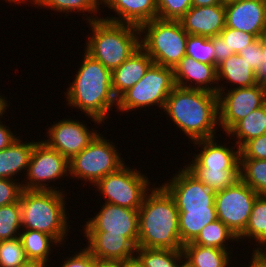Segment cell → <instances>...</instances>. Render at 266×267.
Returning a JSON list of instances; mask_svg holds the SVG:
<instances>
[{
    "label": "cell",
    "instance_id": "f35d334b",
    "mask_svg": "<svg viewBox=\"0 0 266 267\" xmlns=\"http://www.w3.org/2000/svg\"><path fill=\"white\" fill-rule=\"evenodd\" d=\"M219 35L225 40L229 50H232L234 54H238L240 50L257 39L254 34L229 27H225Z\"/></svg>",
    "mask_w": 266,
    "mask_h": 267
},
{
    "label": "cell",
    "instance_id": "cb8c5ba5",
    "mask_svg": "<svg viewBox=\"0 0 266 267\" xmlns=\"http://www.w3.org/2000/svg\"><path fill=\"white\" fill-rule=\"evenodd\" d=\"M239 85L237 88L250 87L258 84L256 71L238 54L229 56L217 66L218 82L220 78Z\"/></svg>",
    "mask_w": 266,
    "mask_h": 267
},
{
    "label": "cell",
    "instance_id": "4fadbf2b",
    "mask_svg": "<svg viewBox=\"0 0 266 267\" xmlns=\"http://www.w3.org/2000/svg\"><path fill=\"white\" fill-rule=\"evenodd\" d=\"M162 185L175 200L178 210H209L215 207L216 192L210 190L185 167Z\"/></svg>",
    "mask_w": 266,
    "mask_h": 267
},
{
    "label": "cell",
    "instance_id": "7402d4cb",
    "mask_svg": "<svg viewBox=\"0 0 266 267\" xmlns=\"http://www.w3.org/2000/svg\"><path fill=\"white\" fill-rule=\"evenodd\" d=\"M153 63L151 57L139 47L119 67L112 70V91L118 99L134 86Z\"/></svg>",
    "mask_w": 266,
    "mask_h": 267
},
{
    "label": "cell",
    "instance_id": "d6986e66",
    "mask_svg": "<svg viewBox=\"0 0 266 267\" xmlns=\"http://www.w3.org/2000/svg\"><path fill=\"white\" fill-rule=\"evenodd\" d=\"M180 22L189 35L212 38L225 28V5L192 6Z\"/></svg>",
    "mask_w": 266,
    "mask_h": 267
},
{
    "label": "cell",
    "instance_id": "f907efd6",
    "mask_svg": "<svg viewBox=\"0 0 266 267\" xmlns=\"http://www.w3.org/2000/svg\"><path fill=\"white\" fill-rule=\"evenodd\" d=\"M14 267H44L41 263H38L36 261L27 260L23 263H20Z\"/></svg>",
    "mask_w": 266,
    "mask_h": 267
},
{
    "label": "cell",
    "instance_id": "74e56055",
    "mask_svg": "<svg viewBox=\"0 0 266 267\" xmlns=\"http://www.w3.org/2000/svg\"><path fill=\"white\" fill-rule=\"evenodd\" d=\"M191 7L192 0H157V18L180 20Z\"/></svg>",
    "mask_w": 266,
    "mask_h": 267
},
{
    "label": "cell",
    "instance_id": "484cf974",
    "mask_svg": "<svg viewBox=\"0 0 266 267\" xmlns=\"http://www.w3.org/2000/svg\"><path fill=\"white\" fill-rule=\"evenodd\" d=\"M179 211V234L181 243L192 242L203 227L217 220L215 207L209 210H178Z\"/></svg>",
    "mask_w": 266,
    "mask_h": 267
},
{
    "label": "cell",
    "instance_id": "9a60e30c",
    "mask_svg": "<svg viewBox=\"0 0 266 267\" xmlns=\"http://www.w3.org/2000/svg\"><path fill=\"white\" fill-rule=\"evenodd\" d=\"M91 132V133H90ZM48 140H42L51 149L57 150L70 160L87 147L99 134L87 129L85 124L74 120H60L49 127Z\"/></svg>",
    "mask_w": 266,
    "mask_h": 267
},
{
    "label": "cell",
    "instance_id": "816d5d0a",
    "mask_svg": "<svg viewBox=\"0 0 266 267\" xmlns=\"http://www.w3.org/2000/svg\"><path fill=\"white\" fill-rule=\"evenodd\" d=\"M249 267H266V262L258 259L254 254L252 255L251 265Z\"/></svg>",
    "mask_w": 266,
    "mask_h": 267
},
{
    "label": "cell",
    "instance_id": "60d3db41",
    "mask_svg": "<svg viewBox=\"0 0 266 267\" xmlns=\"http://www.w3.org/2000/svg\"><path fill=\"white\" fill-rule=\"evenodd\" d=\"M22 190V183H16L13 179L0 178V207L18 202Z\"/></svg>",
    "mask_w": 266,
    "mask_h": 267
},
{
    "label": "cell",
    "instance_id": "603a6c76",
    "mask_svg": "<svg viewBox=\"0 0 266 267\" xmlns=\"http://www.w3.org/2000/svg\"><path fill=\"white\" fill-rule=\"evenodd\" d=\"M21 142L20 139H16L0 151V178L13 179L17 172L28 170L30 156L37 142Z\"/></svg>",
    "mask_w": 266,
    "mask_h": 267
},
{
    "label": "cell",
    "instance_id": "5bb4252c",
    "mask_svg": "<svg viewBox=\"0 0 266 267\" xmlns=\"http://www.w3.org/2000/svg\"><path fill=\"white\" fill-rule=\"evenodd\" d=\"M101 211L86 222L84 231H106L127 236L136 246L139 238L138 210L104 203Z\"/></svg>",
    "mask_w": 266,
    "mask_h": 267
},
{
    "label": "cell",
    "instance_id": "f5cc1de1",
    "mask_svg": "<svg viewBox=\"0 0 266 267\" xmlns=\"http://www.w3.org/2000/svg\"><path fill=\"white\" fill-rule=\"evenodd\" d=\"M97 267H121L119 262H102L98 261Z\"/></svg>",
    "mask_w": 266,
    "mask_h": 267
},
{
    "label": "cell",
    "instance_id": "7dc6e473",
    "mask_svg": "<svg viewBox=\"0 0 266 267\" xmlns=\"http://www.w3.org/2000/svg\"><path fill=\"white\" fill-rule=\"evenodd\" d=\"M119 264L121 267H144L137 256L120 261Z\"/></svg>",
    "mask_w": 266,
    "mask_h": 267
},
{
    "label": "cell",
    "instance_id": "1f68e13d",
    "mask_svg": "<svg viewBox=\"0 0 266 267\" xmlns=\"http://www.w3.org/2000/svg\"><path fill=\"white\" fill-rule=\"evenodd\" d=\"M249 237L263 244L266 240V195H258L255 199L248 224L238 239Z\"/></svg>",
    "mask_w": 266,
    "mask_h": 267
},
{
    "label": "cell",
    "instance_id": "bcb514c9",
    "mask_svg": "<svg viewBox=\"0 0 266 267\" xmlns=\"http://www.w3.org/2000/svg\"><path fill=\"white\" fill-rule=\"evenodd\" d=\"M16 139L17 137H15L13 133H11L9 127L7 128L0 122V151L4 148H7Z\"/></svg>",
    "mask_w": 266,
    "mask_h": 267
},
{
    "label": "cell",
    "instance_id": "11a10c76",
    "mask_svg": "<svg viewBox=\"0 0 266 267\" xmlns=\"http://www.w3.org/2000/svg\"><path fill=\"white\" fill-rule=\"evenodd\" d=\"M7 1L14 2V3L16 2V3H19V4L22 3L21 1L25 2V0H7ZM42 1L43 0H33L32 2H34L36 5L39 6V5H41Z\"/></svg>",
    "mask_w": 266,
    "mask_h": 267
},
{
    "label": "cell",
    "instance_id": "7bdbcfd3",
    "mask_svg": "<svg viewBox=\"0 0 266 267\" xmlns=\"http://www.w3.org/2000/svg\"><path fill=\"white\" fill-rule=\"evenodd\" d=\"M81 250L74 257L67 258L61 267H97L98 260L86 248Z\"/></svg>",
    "mask_w": 266,
    "mask_h": 267
},
{
    "label": "cell",
    "instance_id": "b9f144b4",
    "mask_svg": "<svg viewBox=\"0 0 266 267\" xmlns=\"http://www.w3.org/2000/svg\"><path fill=\"white\" fill-rule=\"evenodd\" d=\"M238 55L243 57L245 61L256 71L264 60L261 37L257 38L254 42L240 50Z\"/></svg>",
    "mask_w": 266,
    "mask_h": 267
},
{
    "label": "cell",
    "instance_id": "e575fe53",
    "mask_svg": "<svg viewBox=\"0 0 266 267\" xmlns=\"http://www.w3.org/2000/svg\"><path fill=\"white\" fill-rule=\"evenodd\" d=\"M186 55L192 57L196 61L215 65V51L213 48V41L210 38L188 35Z\"/></svg>",
    "mask_w": 266,
    "mask_h": 267
},
{
    "label": "cell",
    "instance_id": "7c38bea8",
    "mask_svg": "<svg viewBox=\"0 0 266 267\" xmlns=\"http://www.w3.org/2000/svg\"><path fill=\"white\" fill-rule=\"evenodd\" d=\"M218 95L219 125L226 133L242 118L266 103V85L258 83L255 86L229 90Z\"/></svg>",
    "mask_w": 266,
    "mask_h": 267
},
{
    "label": "cell",
    "instance_id": "ffe728a7",
    "mask_svg": "<svg viewBox=\"0 0 266 267\" xmlns=\"http://www.w3.org/2000/svg\"><path fill=\"white\" fill-rule=\"evenodd\" d=\"M215 137L194 141L199 144L201 152L193 157L191 165L186 168H206L207 170H239L240 167V149L233 151L225 145L221 146L214 142Z\"/></svg>",
    "mask_w": 266,
    "mask_h": 267
},
{
    "label": "cell",
    "instance_id": "52a82bcc",
    "mask_svg": "<svg viewBox=\"0 0 266 267\" xmlns=\"http://www.w3.org/2000/svg\"><path fill=\"white\" fill-rule=\"evenodd\" d=\"M173 69L152 63L145 75L117 99L118 110L128 111L151 105L165 107L175 87Z\"/></svg>",
    "mask_w": 266,
    "mask_h": 267
},
{
    "label": "cell",
    "instance_id": "d4e9b609",
    "mask_svg": "<svg viewBox=\"0 0 266 267\" xmlns=\"http://www.w3.org/2000/svg\"><path fill=\"white\" fill-rule=\"evenodd\" d=\"M182 250L185 262L191 267H228L230 263L227 250L191 242L183 245Z\"/></svg>",
    "mask_w": 266,
    "mask_h": 267
},
{
    "label": "cell",
    "instance_id": "83f0119b",
    "mask_svg": "<svg viewBox=\"0 0 266 267\" xmlns=\"http://www.w3.org/2000/svg\"><path fill=\"white\" fill-rule=\"evenodd\" d=\"M22 246L25 250V254L28 260L36 261L41 263L44 267L48 261V255L51 251V242L58 243L52 236L47 233L29 230L19 233Z\"/></svg>",
    "mask_w": 266,
    "mask_h": 267
},
{
    "label": "cell",
    "instance_id": "277c9868",
    "mask_svg": "<svg viewBox=\"0 0 266 267\" xmlns=\"http://www.w3.org/2000/svg\"><path fill=\"white\" fill-rule=\"evenodd\" d=\"M87 19L93 35L87 40L86 52L109 70L119 67L140 47L139 27L98 17Z\"/></svg>",
    "mask_w": 266,
    "mask_h": 267
},
{
    "label": "cell",
    "instance_id": "8fae6325",
    "mask_svg": "<svg viewBox=\"0 0 266 267\" xmlns=\"http://www.w3.org/2000/svg\"><path fill=\"white\" fill-rule=\"evenodd\" d=\"M26 172L29 181L22 184L24 190H55L57 188L47 187L44 182L55 181L69 173V160L39 141L34 145Z\"/></svg>",
    "mask_w": 266,
    "mask_h": 267
},
{
    "label": "cell",
    "instance_id": "6f0895ef",
    "mask_svg": "<svg viewBox=\"0 0 266 267\" xmlns=\"http://www.w3.org/2000/svg\"><path fill=\"white\" fill-rule=\"evenodd\" d=\"M182 263V267H191L190 265H188L186 262H179V264Z\"/></svg>",
    "mask_w": 266,
    "mask_h": 267
},
{
    "label": "cell",
    "instance_id": "ee69618b",
    "mask_svg": "<svg viewBox=\"0 0 266 267\" xmlns=\"http://www.w3.org/2000/svg\"><path fill=\"white\" fill-rule=\"evenodd\" d=\"M210 39L213 41V48L215 51V66H218L229 56L234 54L232 50H229L225 40L220 35L214 36Z\"/></svg>",
    "mask_w": 266,
    "mask_h": 267
},
{
    "label": "cell",
    "instance_id": "d590c367",
    "mask_svg": "<svg viewBox=\"0 0 266 267\" xmlns=\"http://www.w3.org/2000/svg\"><path fill=\"white\" fill-rule=\"evenodd\" d=\"M27 260L19 237L0 241V267H14Z\"/></svg>",
    "mask_w": 266,
    "mask_h": 267
},
{
    "label": "cell",
    "instance_id": "5b68a950",
    "mask_svg": "<svg viewBox=\"0 0 266 267\" xmlns=\"http://www.w3.org/2000/svg\"><path fill=\"white\" fill-rule=\"evenodd\" d=\"M64 195L59 190L23 189L19 199L22 227L47 233L62 243L68 233Z\"/></svg>",
    "mask_w": 266,
    "mask_h": 267
},
{
    "label": "cell",
    "instance_id": "4316f807",
    "mask_svg": "<svg viewBox=\"0 0 266 267\" xmlns=\"http://www.w3.org/2000/svg\"><path fill=\"white\" fill-rule=\"evenodd\" d=\"M227 134L236 135L237 149H241L248 141L266 134V103L238 121Z\"/></svg>",
    "mask_w": 266,
    "mask_h": 267
},
{
    "label": "cell",
    "instance_id": "ac0fdd59",
    "mask_svg": "<svg viewBox=\"0 0 266 267\" xmlns=\"http://www.w3.org/2000/svg\"><path fill=\"white\" fill-rule=\"evenodd\" d=\"M175 85L186 89H198L214 94H224L222 86H211L217 83V66L196 61L192 57L185 55L173 69ZM187 80V81H186ZM195 81V86L185 83ZM185 81V82H184ZM198 84V85H196ZM211 86H209V85ZM223 89V92H222Z\"/></svg>",
    "mask_w": 266,
    "mask_h": 267
},
{
    "label": "cell",
    "instance_id": "d6a6232c",
    "mask_svg": "<svg viewBox=\"0 0 266 267\" xmlns=\"http://www.w3.org/2000/svg\"><path fill=\"white\" fill-rule=\"evenodd\" d=\"M200 182L214 192L228 188L240 179L239 170H207L187 168Z\"/></svg>",
    "mask_w": 266,
    "mask_h": 267
},
{
    "label": "cell",
    "instance_id": "ab89813d",
    "mask_svg": "<svg viewBox=\"0 0 266 267\" xmlns=\"http://www.w3.org/2000/svg\"><path fill=\"white\" fill-rule=\"evenodd\" d=\"M240 159L266 160V134L248 141L240 149Z\"/></svg>",
    "mask_w": 266,
    "mask_h": 267
},
{
    "label": "cell",
    "instance_id": "3957f363",
    "mask_svg": "<svg viewBox=\"0 0 266 267\" xmlns=\"http://www.w3.org/2000/svg\"><path fill=\"white\" fill-rule=\"evenodd\" d=\"M75 76L66 92L68 104L85 112L94 122L102 123L113 103L117 104L112 91V71L85 51Z\"/></svg>",
    "mask_w": 266,
    "mask_h": 267
},
{
    "label": "cell",
    "instance_id": "8d00e7d4",
    "mask_svg": "<svg viewBox=\"0 0 266 267\" xmlns=\"http://www.w3.org/2000/svg\"><path fill=\"white\" fill-rule=\"evenodd\" d=\"M99 0H43L41 6H47V8H51L57 10L58 12L62 11L63 13L66 11L69 12L72 10H77L80 12H97L99 10ZM98 5V6H97Z\"/></svg>",
    "mask_w": 266,
    "mask_h": 267
},
{
    "label": "cell",
    "instance_id": "db71d44e",
    "mask_svg": "<svg viewBox=\"0 0 266 267\" xmlns=\"http://www.w3.org/2000/svg\"><path fill=\"white\" fill-rule=\"evenodd\" d=\"M6 102L7 101L5 100V98H3V97L0 96V116L1 117L3 116L2 114H3V112H5L6 107L8 105Z\"/></svg>",
    "mask_w": 266,
    "mask_h": 267
},
{
    "label": "cell",
    "instance_id": "8992f818",
    "mask_svg": "<svg viewBox=\"0 0 266 267\" xmlns=\"http://www.w3.org/2000/svg\"><path fill=\"white\" fill-rule=\"evenodd\" d=\"M139 30L140 33H145L140 40V47L151 57L153 63L174 69L186 55L189 34L180 20L155 18L142 24Z\"/></svg>",
    "mask_w": 266,
    "mask_h": 267
},
{
    "label": "cell",
    "instance_id": "9f6ffc18",
    "mask_svg": "<svg viewBox=\"0 0 266 267\" xmlns=\"http://www.w3.org/2000/svg\"><path fill=\"white\" fill-rule=\"evenodd\" d=\"M235 1H238V0H221V2H222L223 5H226V4L235 2Z\"/></svg>",
    "mask_w": 266,
    "mask_h": 267
},
{
    "label": "cell",
    "instance_id": "2e32d148",
    "mask_svg": "<svg viewBox=\"0 0 266 267\" xmlns=\"http://www.w3.org/2000/svg\"><path fill=\"white\" fill-rule=\"evenodd\" d=\"M225 27L261 37L266 33V0H238L226 4Z\"/></svg>",
    "mask_w": 266,
    "mask_h": 267
},
{
    "label": "cell",
    "instance_id": "e0dca14e",
    "mask_svg": "<svg viewBox=\"0 0 266 267\" xmlns=\"http://www.w3.org/2000/svg\"><path fill=\"white\" fill-rule=\"evenodd\" d=\"M86 249L102 262H120L131 258L137 246L125 235L108 234L106 231H85Z\"/></svg>",
    "mask_w": 266,
    "mask_h": 267
},
{
    "label": "cell",
    "instance_id": "f1b7e54d",
    "mask_svg": "<svg viewBox=\"0 0 266 267\" xmlns=\"http://www.w3.org/2000/svg\"><path fill=\"white\" fill-rule=\"evenodd\" d=\"M229 239L237 241L238 237L221 220L217 219L203 227L198 236L191 243L226 250L227 244L224 243Z\"/></svg>",
    "mask_w": 266,
    "mask_h": 267
},
{
    "label": "cell",
    "instance_id": "c3c4849f",
    "mask_svg": "<svg viewBox=\"0 0 266 267\" xmlns=\"http://www.w3.org/2000/svg\"><path fill=\"white\" fill-rule=\"evenodd\" d=\"M222 4L221 0H192V6L201 7V6H211Z\"/></svg>",
    "mask_w": 266,
    "mask_h": 267
},
{
    "label": "cell",
    "instance_id": "44dd1931",
    "mask_svg": "<svg viewBox=\"0 0 266 267\" xmlns=\"http://www.w3.org/2000/svg\"><path fill=\"white\" fill-rule=\"evenodd\" d=\"M100 2L116 11L121 18H102L110 22L122 24L126 22L140 27L158 17L157 0H100Z\"/></svg>",
    "mask_w": 266,
    "mask_h": 267
},
{
    "label": "cell",
    "instance_id": "f6af8a7d",
    "mask_svg": "<svg viewBox=\"0 0 266 267\" xmlns=\"http://www.w3.org/2000/svg\"><path fill=\"white\" fill-rule=\"evenodd\" d=\"M261 46L264 60L256 70V79L258 83L266 85V33L261 36Z\"/></svg>",
    "mask_w": 266,
    "mask_h": 267
},
{
    "label": "cell",
    "instance_id": "ba28073f",
    "mask_svg": "<svg viewBox=\"0 0 266 267\" xmlns=\"http://www.w3.org/2000/svg\"><path fill=\"white\" fill-rule=\"evenodd\" d=\"M100 135L98 134L87 147L69 160V174L92 182L93 185L125 164L115 145Z\"/></svg>",
    "mask_w": 266,
    "mask_h": 267
},
{
    "label": "cell",
    "instance_id": "4dcf8cb0",
    "mask_svg": "<svg viewBox=\"0 0 266 267\" xmlns=\"http://www.w3.org/2000/svg\"><path fill=\"white\" fill-rule=\"evenodd\" d=\"M136 255L144 267H182L176 263L184 258L182 249L136 248Z\"/></svg>",
    "mask_w": 266,
    "mask_h": 267
},
{
    "label": "cell",
    "instance_id": "7a4b0ae2",
    "mask_svg": "<svg viewBox=\"0 0 266 267\" xmlns=\"http://www.w3.org/2000/svg\"><path fill=\"white\" fill-rule=\"evenodd\" d=\"M165 111L191 140L214 137L219 122L217 94L175 86L166 100Z\"/></svg>",
    "mask_w": 266,
    "mask_h": 267
},
{
    "label": "cell",
    "instance_id": "f546056e",
    "mask_svg": "<svg viewBox=\"0 0 266 267\" xmlns=\"http://www.w3.org/2000/svg\"><path fill=\"white\" fill-rule=\"evenodd\" d=\"M239 174L258 195H266V160L240 159Z\"/></svg>",
    "mask_w": 266,
    "mask_h": 267
},
{
    "label": "cell",
    "instance_id": "6da1fadb",
    "mask_svg": "<svg viewBox=\"0 0 266 267\" xmlns=\"http://www.w3.org/2000/svg\"><path fill=\"white\" fill-rule=\"evenodd\" d=\"M178 219L179 211L173 197L163 186L154 188L138 209L137 247L182 249Z\"/></svg>",
    "mask_w": 266,
    "mask_h": 267
},
{
    "label": "cell",
    "instance_id": "9c48e42d",
    "mask_svg": "<svg viewBox=\"0 0 266 267\" xmlns=\"http://www.w3.org/2000/svg\"><path fill=\"white\" fill-rule=\"evenodd\" d=\"M148 185V178L123 165L100 179L94 186L106 197L105 203L138 210L148 193L147 190L151 191Z\"/></svg>",
    "mask_w": 266,
    "mask_h": 267
},
{
    "label": "cell",
    "instance_id": "836d02e7",
    "mask_svg": "<svg viewBox=\"0 0 266 267\" xmlns=\"http://www.w3.org/2000/svg\"><path fill=\"white\" fill-rule=\"evenodd\" d=\"M21 226L19 201L0 207V241L18 238V230Z\"/></svg>",
    "mask_w": 266,
    "mask_h": 267
},
{
    "label": "cell",
    "instance_id": "30bf717a",
    "mask_svg": "<svg viewBox=\"0 0 266 267\" xmlns=\"http://www.w3.org/2000/svg\"><path fill=\"white\" fill-rule=\"evenodd\" d=\"M258 194L238 179L234 184L216 192L215 209L221 220L238 237L246 228L252 206Z\"/></svg>",
    "mask_w": 266,
    "mask_h": 267
},
{
    "label": "cell",
    "instance_id": "681fc988",
    "mask_svg": "<svg viewBox=\"0 0 266 267\" xmlns=\"http://www.w3.org/2000/svg\"><path fill=\"white\" fill-rule=\"evenodd\" d=\"M263 245L264 246L266 245V240L260 246H263ZM262 251H264V250L258 247L256 250H253L252 254H254L258 259L266 262V252L265 251L262 252Z\"/></svg>",
    "mask_w": 266,
    "mask_h": 267
}]
</instances>
